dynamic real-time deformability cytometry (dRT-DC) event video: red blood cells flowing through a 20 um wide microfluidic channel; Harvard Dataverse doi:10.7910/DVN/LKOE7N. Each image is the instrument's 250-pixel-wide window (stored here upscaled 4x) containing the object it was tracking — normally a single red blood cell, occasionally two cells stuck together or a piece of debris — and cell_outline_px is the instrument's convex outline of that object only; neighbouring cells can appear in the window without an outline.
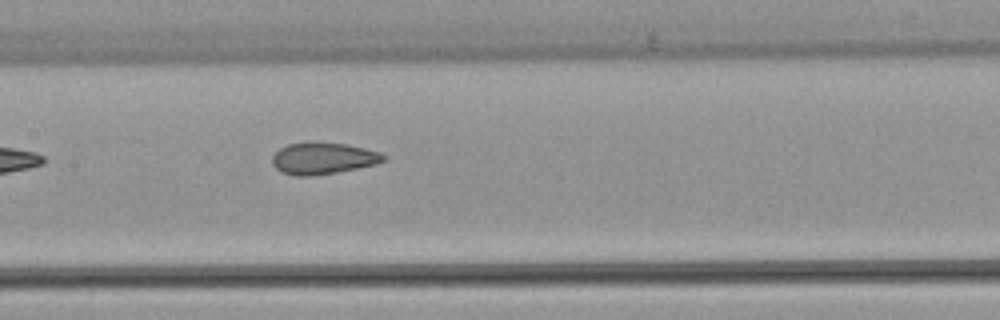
{"species": "common noctule bat (a hibernating species)", "species_latin": "Nyctalus noctula", "temperature_condition": "warm", "stored_images_in_passage": 6, "camera_frame_rate_fps": 3000, "um_per_image_px": 0.085, "animal": {"sex": "female", "body_mass_g": 22.7, "forearm_length_mm": 54.2}, "frame": {"image": 1, "passage_image": 6, "time_ms": 7.0, "image_size_px": [1000, 320], "cell_outline_px": [[388, 156], [384, 160], [376, 164], [336, 172], [312, 176], [292, 176], [280, 172], [272, 164], [272, 156], [280, 148], [288, 144], [312, 140], [316, 140], [348, 144], [380, 152]], "centroid_in_image_um": [27.43, 13.43], "position_along_channel_um": 180.0, "area_um2": 21.04}}